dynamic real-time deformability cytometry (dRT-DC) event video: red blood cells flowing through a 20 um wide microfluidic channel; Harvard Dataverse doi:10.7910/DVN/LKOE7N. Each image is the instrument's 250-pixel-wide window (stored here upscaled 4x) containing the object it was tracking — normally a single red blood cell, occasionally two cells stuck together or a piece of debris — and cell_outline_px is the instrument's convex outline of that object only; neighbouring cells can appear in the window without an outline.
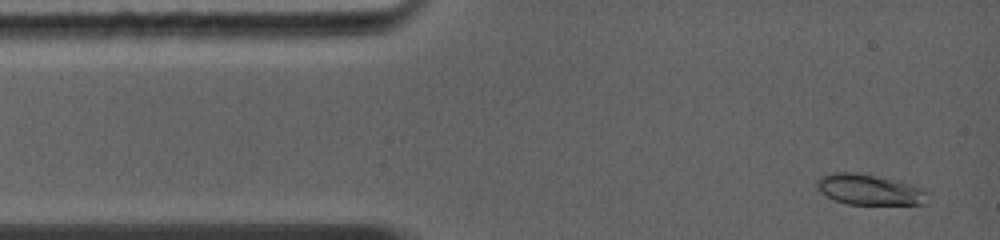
{"species": "common noctule bat (a hibernating species)", "species_latin": "Nyctalus noctula", "temperature_condition": "warm", "stored_images_in_passage": 3, "camera_frame_rate_fps": 5000, "um_per_image_px": 0.085, "animal": {"sex": "female", "body_mass_g": 19.0, "forearm_length_mm": 56.7}, "frame": {"image": 1, "passage_image": 1, "time_ms": 0.0, "image_size_px": [1000, 240], "cell_outline_px": [[928, 204], [848, 204], [836, 200], [820, 192], [816, 188], [816, 180], [832, 172], [844, 172], [872, 176], [924, 188], [928, 192]], "centroid_in_image_um": [73.9, 16.15], "position_along_channel_um": 11.1, "area_um2": 19.25}}
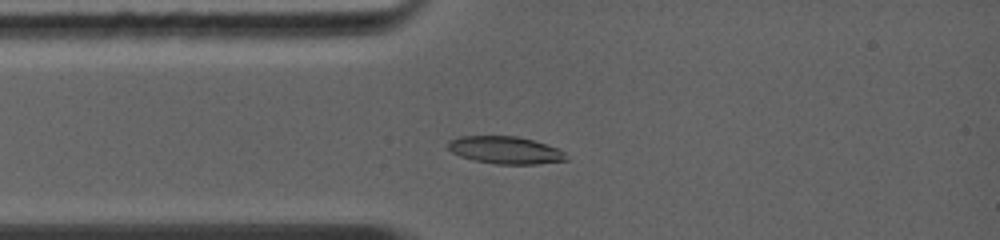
{"frame": {"image": 2, "passage_image": 3, "time_ms": 2.0, "image_size_px": [1000, 240], "cell_outline_px": [[568, 160], [536, 164], [496, 164], [472, 160], [460, 156], [452, 152], [448, 148], [448, 144], [452, 140], [460, 136], [516, 136], [532, 140], [556, 148], [564, 152]], "centroid_in_image_um": [42.94, 12.77], "position_along_channel_um": 42.1, "area_um2": 18.67}}